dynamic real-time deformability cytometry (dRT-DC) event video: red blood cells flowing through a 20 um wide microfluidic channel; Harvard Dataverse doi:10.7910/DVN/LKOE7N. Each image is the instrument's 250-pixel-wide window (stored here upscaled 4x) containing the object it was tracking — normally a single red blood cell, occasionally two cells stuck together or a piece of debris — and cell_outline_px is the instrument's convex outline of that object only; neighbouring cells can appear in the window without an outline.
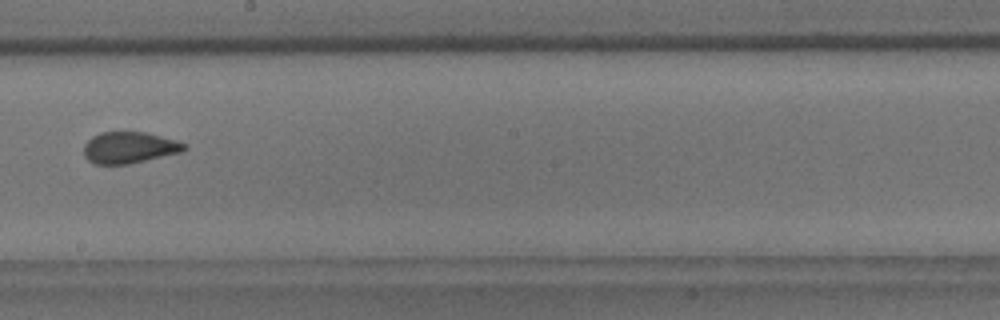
{"species": "common noctule bat (a hibernating species)", "species_latin": "Nyctalus noctula", "temperature_condition": "room temperature", "stored_images_in_passage": 14, "segment_of_instrument_passage": [2, 2], "camera_frame_rate_fps": 3000, "um_per_image_px": 0.085, "animal": {"sex": "male", "body_mass_g": 18.8}, "frame": {"image": 1, "passage_image": 8, "time_ms": 9.0, "image_size_px": [1000, 320], "cell_outline_px": [[188, 148], [184, 152], [128, 164], [96, 164], [88, 160], [84, 156], [84, 144], [92, 136], [100, 132], [144, 132], [176, 140], [188, 144]], "centroid_in_image_um": [11.02, 12.54], "position_along_channel_um": 237.2, "area_um2": 18.55}}
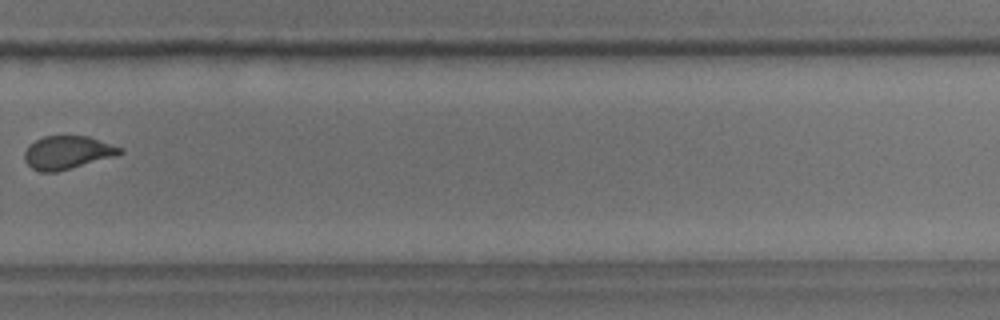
{"frame": {"image": 2, "passage_image": 10, "time_ms": 11.333, "image_size_px": [1000, 320], "cell_outline_px": [[124, 152], [116, 156], [72, 168], [56, 172], [40, 172], [32, 168], [24, 160], [24, 152], [36, 140], [44, 136], [88, 136], [124, 148]], "centroid_in_image_um": [5.77, 12.97], "position_along_channel_um": 324.0, "area_um2": 18.44}}